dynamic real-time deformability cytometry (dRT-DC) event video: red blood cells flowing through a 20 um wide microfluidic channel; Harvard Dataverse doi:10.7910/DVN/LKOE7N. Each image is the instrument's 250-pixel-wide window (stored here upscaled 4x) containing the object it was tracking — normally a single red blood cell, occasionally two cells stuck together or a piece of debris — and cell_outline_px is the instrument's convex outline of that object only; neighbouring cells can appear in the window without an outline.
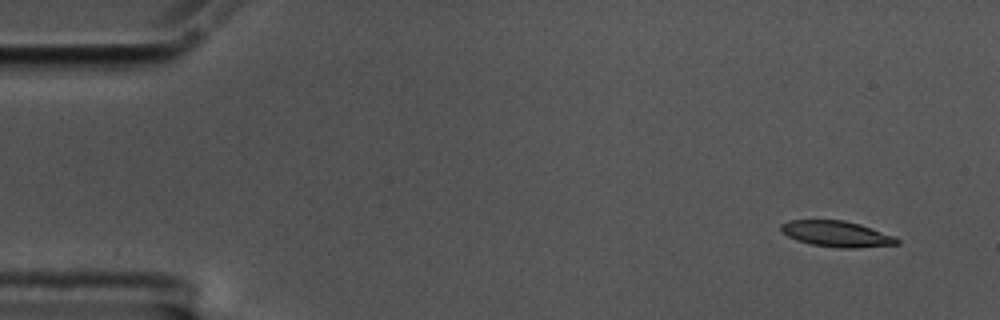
{"species": "common noctule bat (a hibernating species)", "species_latin": "Nyctalus noctula", "temperature_condition": "cold", "stored_images_in_passage": 54, "camera_frame_rate_fps": 3000, "um_per_image_px": 0.085, "animal": {"sex": "male", "body_mass_g": 17.5, "forearm_length_mm": 52.3}, "frame": {"image": 1, "passage_image": 1, "time_ms": 0.0, "image_size_px": [1000, 320], "cell_outline_px": [[900, 244], [856, 248], [840, 248], [812, 244], [796, 240], [788, 236], [780, 228], [780, 224], [788, 220], [844, 220], [860, 224], [896, 236], [900, 240]], "centroid_in_image_um": [71.15, 19.88], "position_along_channel_um": 13.8, "area_um2": 17.57}}
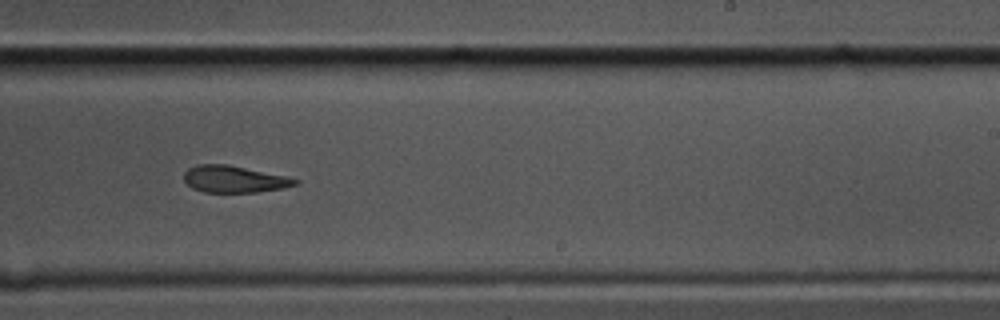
{"frame": {"image": 2, "passage_image": 32, "time_ms": 10.333, "image_size_px": [1000, 320], "cell_outline_px": [[300, 184], [280, 188], [256, 192], [204, 192], [192, 188], [184, 180], [184, 172], [188, 168], [196, 164], [228, 164], [288, 176], [300, 180]], "centroid_in_image_um": [19.91, 15.21], "position_along_channel_um": 269.1, "area_um2": 17.51}}
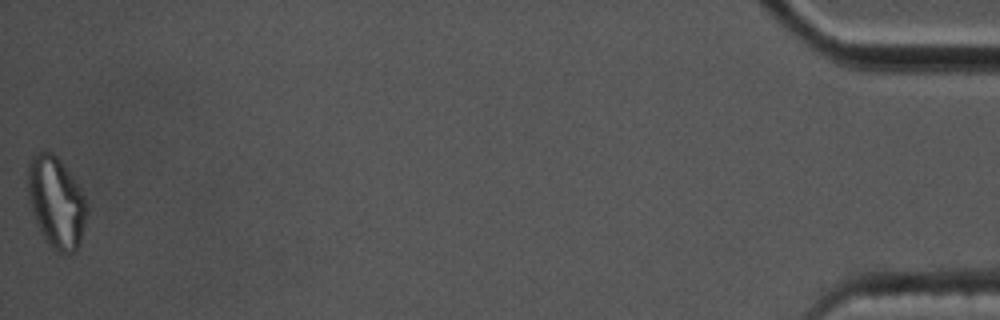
{"frame": {"image": 3, "passage_image": 54, "time_ms": 17.667, "image_size_px": [1000, 320], "cell_outline_px": [[88, 212], [80, 244], [72, 252], [64, 256], [52, 248], [44, 240], [36, 224], [32, 212], [28, 196], [28, 164], [32, 156], [40, 152], [52, 152], [56, 156], [80, 184], [88, 204]], "centroid_in_image_um": [4.81, 17.23], "position_along_channel_um": 430.4, "area_um2": 31.91}}